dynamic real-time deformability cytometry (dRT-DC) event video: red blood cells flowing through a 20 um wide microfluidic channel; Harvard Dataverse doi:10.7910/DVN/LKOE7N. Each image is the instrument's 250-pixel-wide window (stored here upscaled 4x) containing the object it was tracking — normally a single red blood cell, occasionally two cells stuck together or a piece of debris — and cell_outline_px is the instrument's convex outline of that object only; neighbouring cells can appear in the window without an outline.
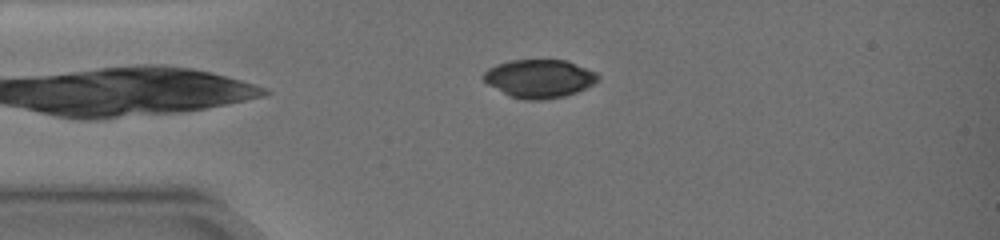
{"species": "common noctule bat (a hibernating species)", "species_latin": "Nyctalus noctula", "temperature_condition": "warm", "stored_images_in_passage": 6, "camera_frame_rate_fps": 3000, "um_per_image_px": 0.085, "animal": {"sex": "female", "body_mass_g": 19.0, "forearm_length_mm": 51.5}, "frame": {"image": 1, "passage_image": 6, "time_ms": 4.333, "image_size_px": [1000, 240], "cell_outline_px": [[600, 80], [576, 92], [564, 96], [544, 100], [524, 100], [512, 96], [488, 84], [480, 76], [488, 68], [496, 64], [512, 60], [564, 60], [596, 72], [600, 76]], "centroid_in_image_um": [45.83, 6.68], "position_along_channel_um": 39.2, "area_um2": 25.32}}